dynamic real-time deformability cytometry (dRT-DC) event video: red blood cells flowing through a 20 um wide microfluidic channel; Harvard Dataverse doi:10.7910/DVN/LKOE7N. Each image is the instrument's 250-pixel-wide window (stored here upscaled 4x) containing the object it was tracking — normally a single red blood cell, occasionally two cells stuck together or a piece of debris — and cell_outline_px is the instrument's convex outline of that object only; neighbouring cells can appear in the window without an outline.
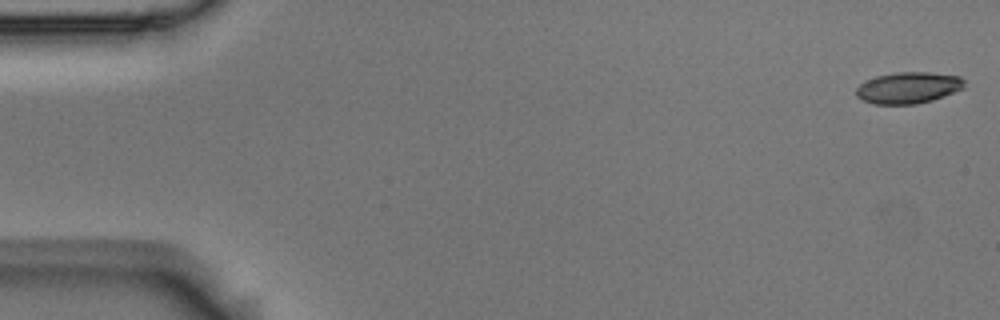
{"species": "Egyptian fruit bat (a non-hibernating species)", "species_latin": "Rousettus aegyptiacus", "temperature_condition": "room temperature", "stored_images_in_passage": 4, "camera_frame_rate_fps": 3000, "um_per_image_px": 0.085, "animal": {"sex": "male"}, "frame": {"image": 1, "passage_image": 1, "time_ms": 0.0, "image_size_px": [1000, 320], "cell_outline_px": [[964, 88], [944, 96], [932, 100], [916, 104], [872, 104], [856, 96], [856, 88], [864, 80], [876, 76], [896, 72], [932, 72], [960, 76], [964, 80]], "centroid_in_image_um": [77.2, 7.45], "position_along_channel_um": 7.8, "area_um2": 19.94}}
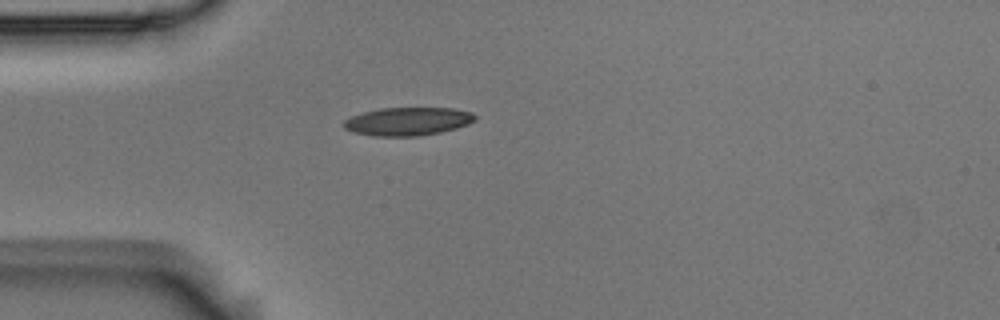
{"frame": {"image": 2, "passage_image": 4, "time_ms": 1.0, "image_size_px": [1000, 320], "cell_outline_px": [[476, 120], [468, 124], [456, 128], [440, 132], [416, 136], [372, 136], [352, 132], [344, 128], [344, 120], [352, 116], [364, 112], [380, 108], [452, 108], [472, 112], [476, 116]], "centroid_in_image_um": [34.66, 10.32], "position_along_channel_um": 50.3, "area_um2": 21.56}}